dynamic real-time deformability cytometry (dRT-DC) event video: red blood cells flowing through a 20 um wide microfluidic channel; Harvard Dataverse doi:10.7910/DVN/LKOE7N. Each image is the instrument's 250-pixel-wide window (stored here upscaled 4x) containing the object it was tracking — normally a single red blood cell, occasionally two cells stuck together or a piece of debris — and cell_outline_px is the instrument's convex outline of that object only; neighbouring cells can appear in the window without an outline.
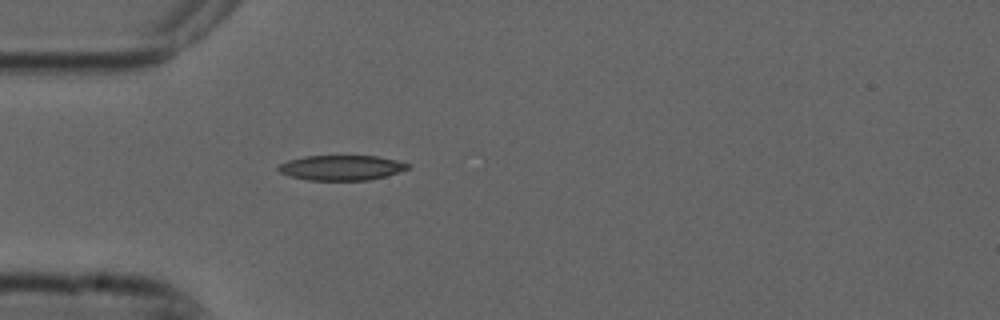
{"species": "common noctule bat (a hibernating species)", "species_latin": "Nyctalus noctula", "temperature_condition": "cold", "stored_images_in_passage": 1, "camera_frame_rate_fps": 3000, "um_per_image_px": 0.085, "animal": {"sex": "male", "forearm_length_mm": 52.5}, "frame": {"image": 1, "passage_image": 1, "time_ms": 0.0, "image_size_px": [1000, 320], "cell_outline_px": [[408, 168], [384, 176], [368, 180], [308, 180], [288, 176], [280, 172], [276, 168], [280, 164], [288, 160], [304, 156], [376, 156], [396, 160], [408, 164]], "centroid_in_image_um": [28.94, 14.25], "position_along_channel_um": 56.1, "area_um2": 18.67}}